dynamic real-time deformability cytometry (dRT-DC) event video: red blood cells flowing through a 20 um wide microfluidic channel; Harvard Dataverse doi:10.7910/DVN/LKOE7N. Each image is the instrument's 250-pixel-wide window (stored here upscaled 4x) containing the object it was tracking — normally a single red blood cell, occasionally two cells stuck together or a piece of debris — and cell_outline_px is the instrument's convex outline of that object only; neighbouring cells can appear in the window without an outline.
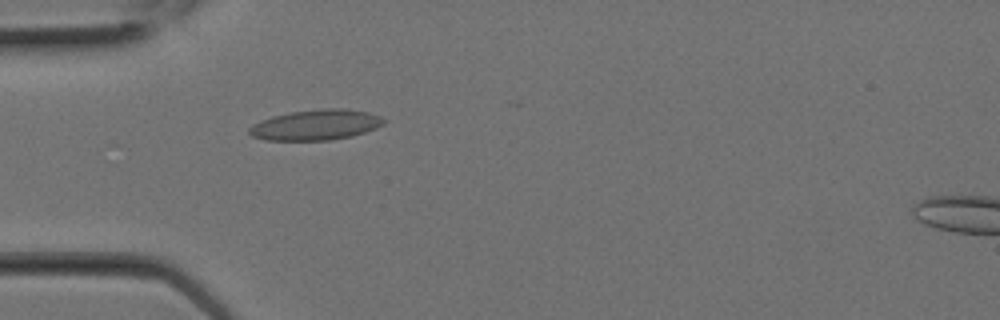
{"species": "Egyptian fruit bat (a non-hibernating species)", "species_latin": "Rousettus aegyptiacus", "temperature_condition": "room temperature", "stored_images_in_passage": 3, "camera_frame_rate_fps": 3000, "um_per_image_px": 0.085, "animal": {"sex": "female"}, "frame": {"image": 1, "passage_image": 2, "time_ms": 0.333, "image_size_px": [1000, 320], "cell_outline_px": [[388, 120], [384, 124], [376, 128], [352, 136], [328, 140], [264, 140], [252, 136], [248, 132], [248, 128], [252, 124], [260, 120], [272, 116], [292, 112], [324, 108], [344, 108], [368, 112], [380, 116]], "centroid_in_image_um": [26.85, 10.61], "position_along_channel_um": 58.1, "area_um2": 23.99}}